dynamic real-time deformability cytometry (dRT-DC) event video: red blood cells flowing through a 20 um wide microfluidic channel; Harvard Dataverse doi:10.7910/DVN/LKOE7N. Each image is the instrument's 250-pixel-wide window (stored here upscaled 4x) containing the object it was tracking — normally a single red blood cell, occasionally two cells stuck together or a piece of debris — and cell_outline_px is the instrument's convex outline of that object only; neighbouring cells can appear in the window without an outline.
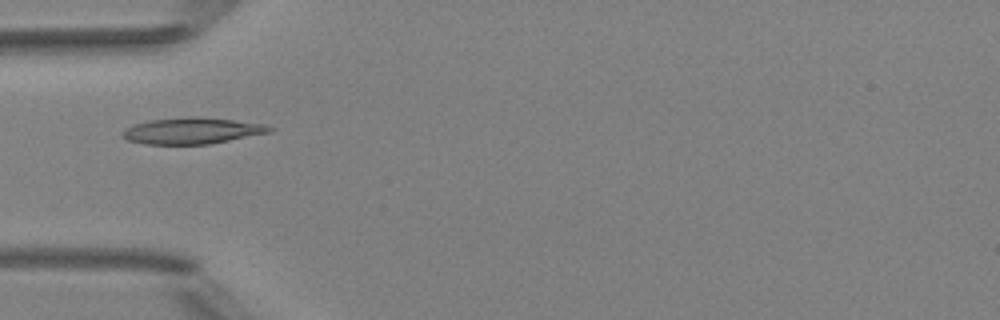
{"species": "Egyptian fruit bat (a non-hibernating species)", "species_latin": "Rousettus aegyptiacus", "temperature_condition": "room temperature", "stored_images_in_passage": 5, "camera_frame_rate_fps": 3000, "um_per_image_px": 0.085, "animal": {"sex": "female"}, "frame": {"image": 1, "passage_image": 5, "time_ms": 4.667, "image_size_px": [1000, 320], "cell_outline_px": [[276, 128], [272, 132], [208, 144], [144, 144], [128, 140], [120, 136], [120, 132], [136, 124], [148, 120], [192, 116], [196, 116], [268, 124]], "centroid_in_image_um": [16.36, 11.11], "position_along_channel_um": 68.6, "area_um2": 22.6}}